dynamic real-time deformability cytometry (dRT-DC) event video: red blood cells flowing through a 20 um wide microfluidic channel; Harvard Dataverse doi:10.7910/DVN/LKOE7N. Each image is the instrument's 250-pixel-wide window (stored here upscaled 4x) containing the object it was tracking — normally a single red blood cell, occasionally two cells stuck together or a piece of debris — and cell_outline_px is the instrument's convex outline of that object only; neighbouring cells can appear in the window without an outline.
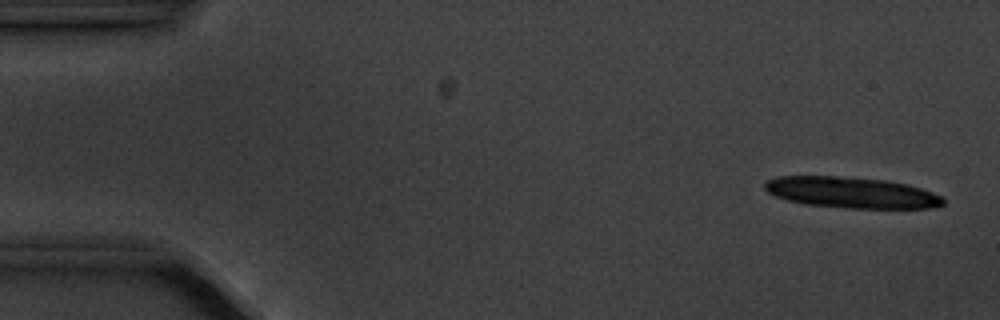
{"species": "common noctule bat (a hibernating species)", "species_latin": "Nyctalus noctula", "temperature_condition": "cold", "stored_images_in_passage": 5, "camera_frame_rate_fps": 3000, "um_per_image_px": 0.085, "animal": {"sex": "male", "body_mass_g": 20.1, "forearm_length_mm": 53.5}, "frame": {"image": 1, "passage_image": 1, "time_ms": 0.0, "image_size_px": [1000, 320], "cell_outline_px": [[944, 204], [936, 208], [848, 208], [804, 204], [788, 200], [776, 196], [768, 192], [764, 188], [764, 184], [768, 180], [780, 176], [836, 176], [884, 180], [908, 184], [944, 196]], "centroid_in_image_um": [72.41, 16.37], "position_along_channel_um": 12.6, "area_um2": 32.25}}
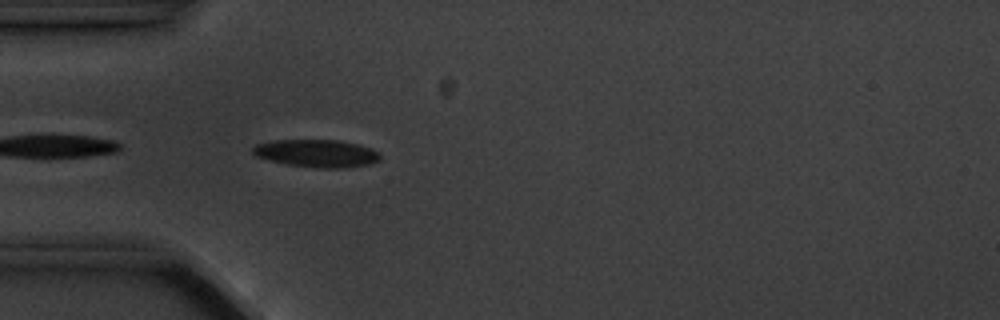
{"frame": {"image": 2, "passage_image": 5, "time_ms": 4.667, "image_size_px": [1000, 320], "cell_outline_px": [[380, 160], [368, 164], [348, 168], [316, 168], [288, 164], [256, 156], [252, 152], [252, 148], [256, 144], [276, 140], [336, 140], [356, 144], [372, 148], [380, 152]], "centroid_in_image_um": [26.96, 13.03], "position_along_channel_um": 58.0, "area_um2": 20.4}}